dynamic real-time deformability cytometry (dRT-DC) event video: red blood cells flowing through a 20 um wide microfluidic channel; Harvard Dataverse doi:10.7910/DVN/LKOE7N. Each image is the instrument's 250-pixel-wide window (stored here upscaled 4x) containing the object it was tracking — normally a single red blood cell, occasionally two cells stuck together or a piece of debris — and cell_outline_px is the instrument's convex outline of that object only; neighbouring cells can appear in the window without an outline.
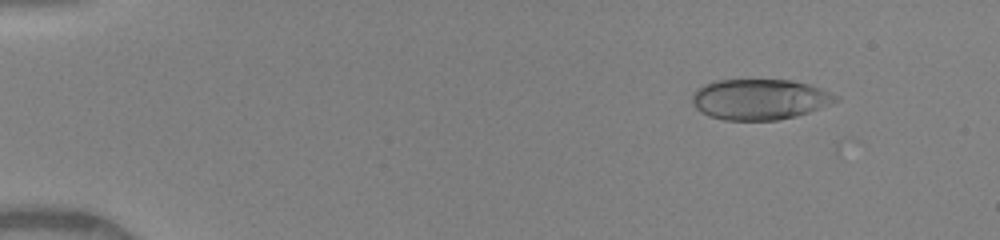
{"species": "human", "species_latin": "Homo sapiens", "temperature_condition": "warm", "stored_images_in_passage": 45, "camera_frame_rate_fps": 3000, "um_per_image_px": 0.085, "donor": {"sex": "female"}, "frame": {"image": 1, "passage_image": 2, "time_ms": 0.333, "image_size_px": [1000, 240], "cell_outline_px": [[840, 100], [808, 112], [796, 116], [776, 120], [724, 120], [712, 116], [696, 108], [692, 104], [692, 92], [696, 88], [712, 80], [792, 80], [808, 84], [820, 88], [840, 96]], "centroid_in_image_um": [64.56, 8.43], "position_along_channel_um": 20.4, "area_um2": 33.99}}
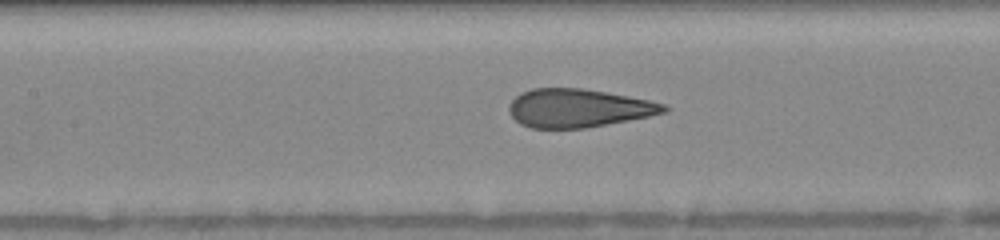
{"frame": {"image": 2, "passage_image": 20, "time_ms": 6.333, "image_size_px": [1000, 240], "cell_outline_px": [[672, 108], [668, 112], [648, 116], [584, 128], [532, 128], [520, 124], [512, 116], [508, 108], [512, 100], [520, 92], [532, 88], [584, 88], [608, 92], [648, 100], [664, 104]], "centroid_in_image_um": [49.16, 9.18], "position_along_channel_um": 158.2, "area_um2": 34.56}}
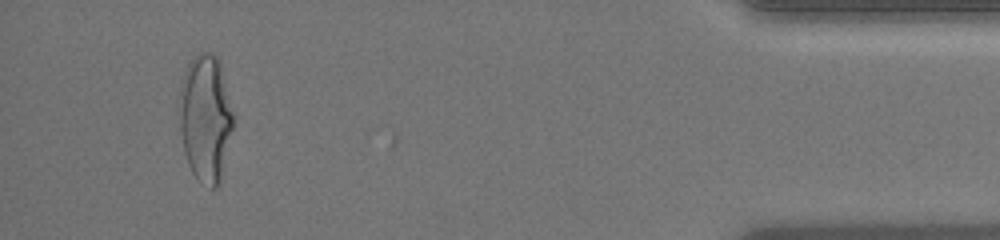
{"frame": {"image": 3, "passage_image": 43, "time_ms": 14.0, "image_size_px": [1000, 240], "cell_outline_px": [[232, 128], [220, 180], [216, 188], [212, 188], [200, 180], [192, 172], [188, 164], [184, 152], [180, 128], [180, 84], [184, 72], [192, 56], [200, 52], [212, 52], [220, 60], [232, 112]], "centroid_in_image_um": [17.44, 9.97], "position_along_channel_um": 417.8, "area_um2": 39.42}, "authors_computed_cell_mechanics": {"area_um2": 35.2002, "velocity_mm_per_s": 4.118, "shape_relaxation_time_tau1_ms": 4.9096, "shape_relaxation_time_tau2_ms": null, "deformation_change_tau1": 0.1998, "deformation_change_tau2": null}}